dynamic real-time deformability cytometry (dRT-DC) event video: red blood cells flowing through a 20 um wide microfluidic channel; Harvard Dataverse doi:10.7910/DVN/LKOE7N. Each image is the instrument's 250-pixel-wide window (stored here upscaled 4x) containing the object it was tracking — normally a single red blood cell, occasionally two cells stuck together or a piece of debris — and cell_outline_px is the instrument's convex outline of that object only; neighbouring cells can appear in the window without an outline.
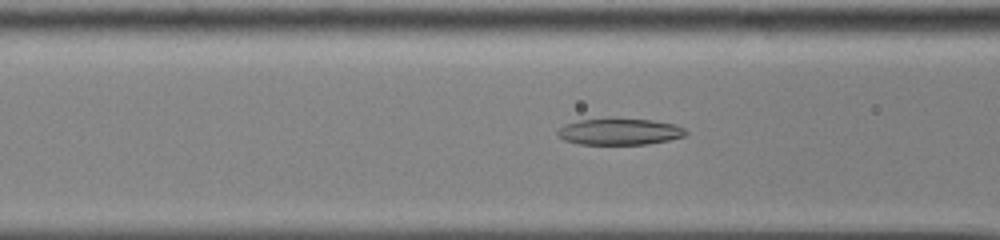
{"species": "common noctule bat (a hibernating species)", "species_latin": "Nyctalus noctula", "temperature_condition": "cold", "stored_images_in_passage": 52, "camera_frame_rate_fps": 3000, "um_per_image_px": 0.085, "animal": {"sex": "male", "body_mass_g": 13.0, "forearm_length_mm": 53.1}, "frame": {"image": 1, "passage_image": 21, "time_ms": 6.667, "image_size_px": [1000, 240], "cell_outline_px": [[688, 132], [684, 136], [668, 140], [648, 144], [580, 144], [564, 140], [556, 136], [556, 132], [564, 124], [580, 120], [652, 120], [676, 124], [684, 128]], "centroid_in_image_um": [52.66, 11.21], "position_along_channel_um": 113.9, "area_um2": 19.36}}
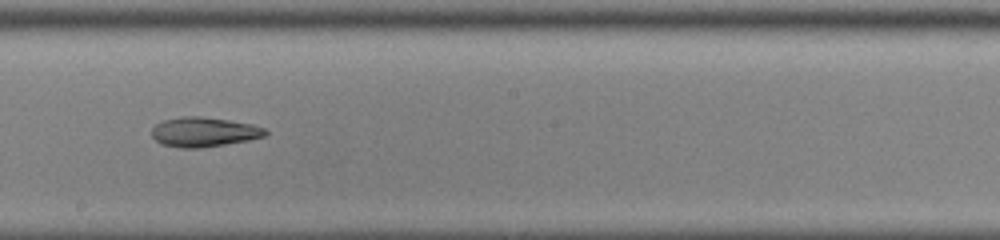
{"frame": {"image": 2, "passage_image": 30, "time_ms": 9.667, "image_size_px": [1000, 240], "cell_outline_px": [[268, 132], [264, 136], [248, 140], [200, 148], [180, 148], [160, 144], [152, 136], [152, 128], [156, 124], [164, 120], [184, 116], [200, 116], [228, 120], [252, 124], [264, 128]], "centroid_in_image_um": [17.31, 11.22], "position_along_channel_um": 230.9, "area_um2": 19.48}}
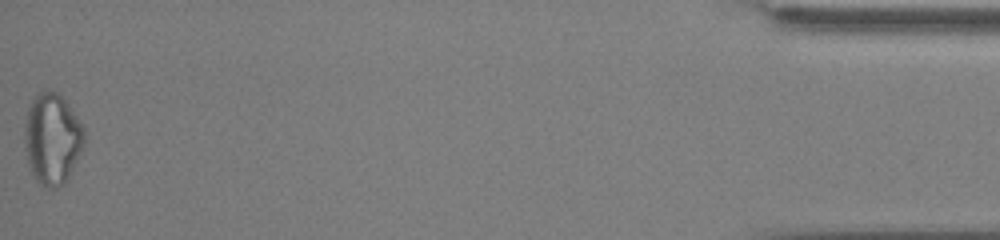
{"frame": {"image": 3, "passage_image": 52, "time_ms": 17.0, "image_size_px": [1000, 240], "cell_outline_px": [[84, 144], [64, 184], [56, 188], [48, 188], [40, 184], [36, 180], [28, 164], [24, 148], [24, 124], [28, 104], [36, 92], [48, 88], [56, 92], [68, 104], [84, 128]], "centroid_in_image_um": [4.39, 11.75], "position_along_channel_um": 430.8, "area_um2": 31.91}, "authors_computed_cell_mechanics": {"area_um2": 22.8599, "velocity_mm_per_s": 3.9021, "shape_relaxation_time_tau1_ms": 4.8516, "shape_relaxation_time_tau2_ms": null, "deformation_change_tau1": 0.1473, "deformation_change_tau2": null}}